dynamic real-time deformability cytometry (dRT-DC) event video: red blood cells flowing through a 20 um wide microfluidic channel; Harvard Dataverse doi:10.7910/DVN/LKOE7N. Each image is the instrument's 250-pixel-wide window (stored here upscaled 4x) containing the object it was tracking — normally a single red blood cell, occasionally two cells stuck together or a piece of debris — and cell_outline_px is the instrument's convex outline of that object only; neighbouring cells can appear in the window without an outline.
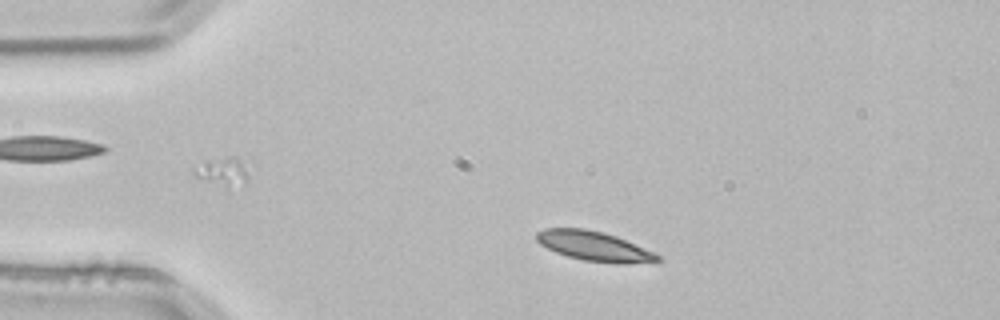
{"species": "common noctule bat (a hibernating species)", "species_latin": "Nyctalus noctula", "temperature_condition": "room temperature", "stored_images_in_passage": 2, "camera_frame_rate_fps": 3000, "um_per_image_px": 0.085, "animal": {"sex": "male", "body_mass_g": 21.5, "forearm_length_mm": 52.0}, "frame": {"image": 1, "passage_image": 1, "time_ms": 0.0, "image_size_px": [1000, 320], "cell_outline_px": [[664, 260], [620, 264], [616, 264], [584, 260], [568, 256], [556, 252], [540, 244], [536, 240], [536, 232], [544, 228], [584, 228], [604, 232], [616, 236], [652, 252], [660, 256]], "centroid_in_image_um": [50.46, 20.91], "position_along_channel_um": 34.5, "area_um2": 20.69}}
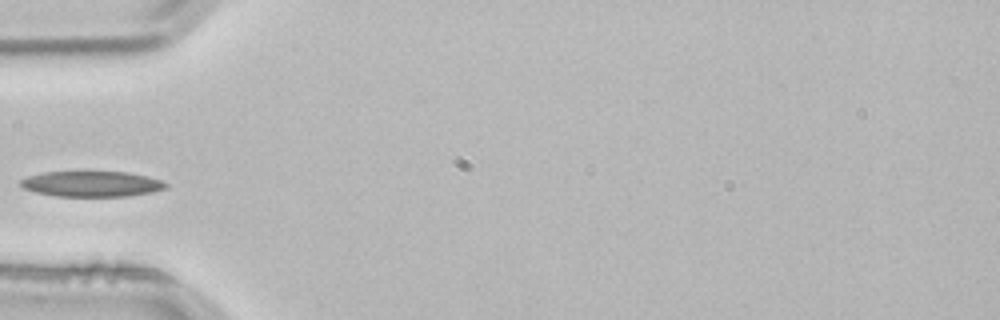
{"frame": {"image": 2, "passage_image": 2, "time_ms": 0.333, "image_size_px": [1000, 320], "cell_outline_px": [[168, 188], [152, 192], [128, 196], [56, 196], [36, 192], [24, 188], [20, 184], [20, 180], [28, 176], [44, 172], [84, 168], [88, 168], [128, 172], [148, 176], [160, 180], [168, 184]], "centroid_in_image_um": [7.8, 15.57], "position_along_channel_um": 77.2, "area_um2": 22.83}}